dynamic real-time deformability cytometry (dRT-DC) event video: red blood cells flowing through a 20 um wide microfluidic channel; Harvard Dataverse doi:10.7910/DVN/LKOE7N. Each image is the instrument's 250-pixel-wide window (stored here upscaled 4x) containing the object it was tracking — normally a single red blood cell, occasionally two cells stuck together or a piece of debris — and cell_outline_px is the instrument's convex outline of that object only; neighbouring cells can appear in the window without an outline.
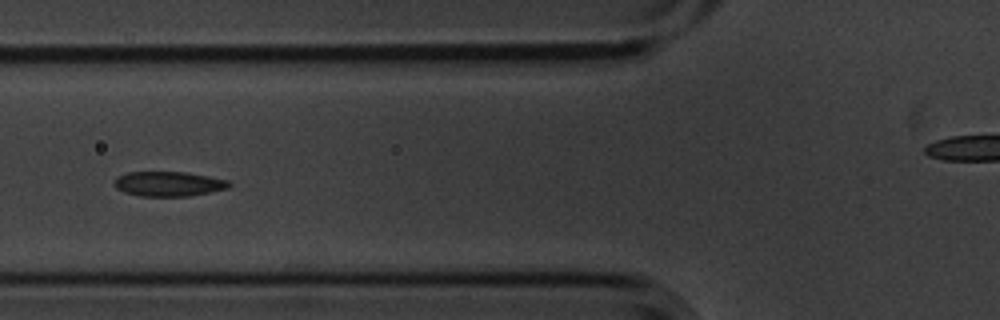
{"species": "common noctule bat (a hibernating species)", "species_latin": "Nyctalus noctula", "temperature_condition": "cold", "stored_images_in_passage": 9, "segment_of_instrument_passage": [1, 2], "camera_frame_rate_fps": 3000, "um_per_image_px": 0.085, "animal": {"sex": "male", "body_mass_g": 20.1, "forearm_length_mm": 53.5}, "frame": {"image": 1, "passage_image": 6, "time_ms": 1.667, "image_size_px": [1000, 320], "cell_outline_px": [[232, 184], [228, 188], [188, 196], [140, 196], [124, 192], [116, 188], [112, 184], [116, 176], [128, 172], [184, 172], [208, 176], [228, 180]], "centroid_in_image_um": [14.28, 15.62], "position_along_channel_um": 111.5, "area_um2": 16.59}}
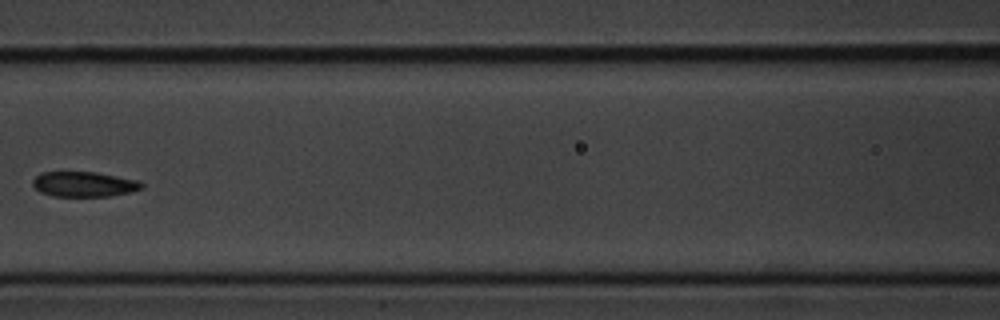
{"frame": {"image": 2, "passage_image": 7, "time_ms": 2.0, "image_size_px": [1000, 320], "cell_outline_px": [[144, 188], [132, 192], [112, 196], [52, 196], [40, 192], [32, 184], [32, 180], [40, 172], [96, 172], [140, 180], [144, 184]], "centroid_in_image_um": [7.19, 15.66], "position_along_channel_um": 159.4, "area_um2": 16.18}}
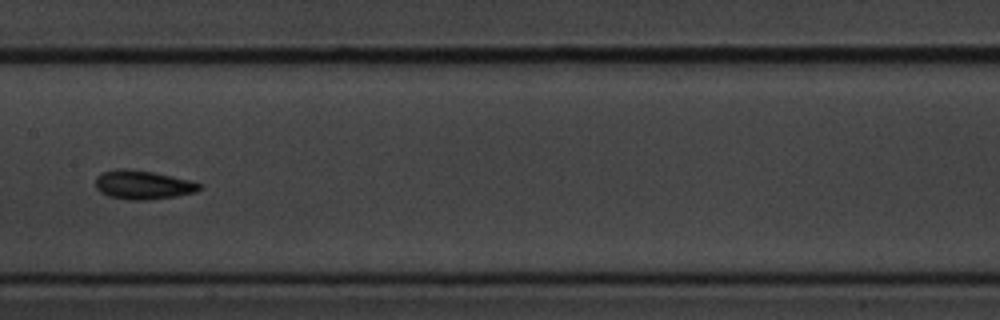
{"frame": {"image": 3, "passage_image": 8, "time_ms": 2.333, "image_size_px": [1000, 320], "cell_outline_px": [[204, 184], [196, 192], [176, 196], [144, 200], [128, 200], [108, 196], [100, 192], [96, 188], [96, 176], [104, 172], [116, 168], [124, 168], [156, 172]], "centroid_in_image_um": [12.14, 15.7], "position_along_channel_um": 195.3, "area_um2": 17.57}}